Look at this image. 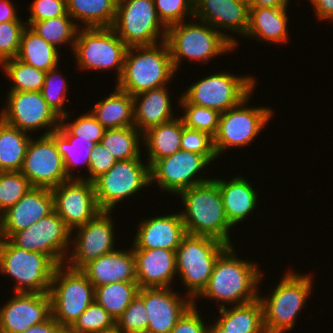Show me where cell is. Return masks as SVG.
Wrapping results in <instances>:
<instances>
[{
    "label": "cell",
    "mask_w": 333,
    "mask_h": 333,
    "mask_svg": "<svg viewBox=\"0 0 333 333\" xmlns=\"http://www.w3.org/2000/svg\"><path fill=\"white\" fill-rule=\"evenodd\" d=\"M7 21H21V18L10 0H0V23Z\"/></svg>",
    "instance_id": "obj_54"
},
{
    "label": "cell",
    "mask_w": 333,
    "mask_h": 333,
    "mask_svg": "<svg viewBox=\"0 0 333 333\" xmlns=\"http://www.w3.org/2000/svg\"><path fill=\"white\" fill-rule=\"evenodd\" d=\"M57 266L49 256L19 248L10 239L0 248V272L15 279L14 292L49 293Z\"/></svg>",
    "instance_id": "obj_8"
},
{
    "label": "cell",
    "mask_w": 333,
    "mask_h": 333,
    "mask_svg": "<svg viewBox=\"0 0 333 333\" xmlns=\"http://www.w3.org/2000/svg\"><path fill=\"white\" fill-rule=\"evenodd\" d=\"M195 305L196 303H193L184 312L170 333H208V326L203 323L204 320Z\"/></svg>",
    "instance_id": "obj_52"
},
{
    "label": "cell",
    "mask_w": 333,
    "mask_h": 333,
    "mask_svg": "<svg viewBox=\"0 0 333 333\" xmlns=\"http://www.w3.org/2000/svg\"><path fill=\"white\" fill-rule=\"evenodd\" d=\"M140 136L135 126L106 129L100 142L117 161H124L141 157Z\"/></svg>",
    "instance_id": "obj_38"
},
{
    "label": "cell",
    "mask_w": 333,
    "mask_h": 333,
    "mask_svg": "<svg viewBox=\"0 0 333 333\" xmlns=\"http://www.w3.org/2000/svg\"><path fill=\"white\" fill-rule=\"evenodd\" d=\"M94 300L116 320L138 295L137 282H115L94 287Z\"/></svg>",
    "instance_id": "obj_37"
},
{
    "label": "cell",
    "mask_w": 333,
    "mask_h": 333,
    "mask_svg": "<svg viewBox=\"0 0 333 333\" xmlns=\"http://www.w3.org/2000/svg\"><path fill=\"white\" fill-rule=\"evenodd\" d=\"M33 188L20 171L0 172V213L14 206Z\"/></svg>",
    "instance_id": "obj_42"
},
{
    "label": "cell",
    "mask_w": 333,
    "mask_h": 333,
    "mask_svg": "<svg viewBox=\"0 0 333 333\" xmlns=\"http://www.w3.org/2000/svg\"><path fill=\"white\" fill-rule=\"evenodd\" d=\"M252 76H236L222 72L192 84L182 96L190 103L223 113L239 105L255 87Z\"/></svg>",
    "instance_id": "obj_11"
},
{
    "label": "cell",
    "mask_w": 333,
    "mask_h": 333,
    "mask_svg": "<svg viewBox=\"0 0 333 333\" xmlns=\"http://www.w3.org/2000/svg\"><path fill=\"white\" fill-rule=\"evenodd\" d=\"M54 211L74 232L85 225L101 210L98 207L93 182L84 179H69L51 189Z\"/></svg>",
    "instance_id": "obj_19"
},
{
    "label": "cell",
    "mask_w": 333,
    "mask_h": 333,
    "mask_svg": "<svg viewBox=\"0 0 333 333\" xmlns=\"http://www.w3.org/2000/svg\"><path fill=\"white\" fill-rule=\"evenodd\" d=\"M30 139L0 118V172L21 170Z\"/></svg>",
    "instance_id": "obj_35"
},
{
    "label": "cell",
    "mask_w": 333,
    "mask_h": 333,
    "mask_svg": "<svg viewBox=\"0 0 333 333\" xmlns=\"http://www.w3.org/2000/svg\"><path fill=\"white\" fill-rule=\"evenodd\" d=\"M175 72L166 40L159 46H131L127 48L123 73L116 86L134 96L166 86Z\"/></svg>",
    "instance_id": "obj_3"
},
{
    "label": "cell",
    "mask_w": 333,
    "mask_h": 333,
    "mask_svg": "<svg viewBox=\"0 0 333 333\" xmlns=\"http://www.w3.org/2000/svg\"><path fill=\"white\" fill-rule=\"evenodd\" d=\"M57 78V79H56ZM58 78L61 80H58ZM66 79H62L57 67L50 69L45 76V81L42 88V95L48 106L61 118L64 122L69 117V113L63 109L68 91V83ZM57 83V84H56Z\"/></svg>",
    "instance_id": "obj_44"
},
{
    "label": "cell",
    "mask_w": 333,
    "mask_h": 333,
    "mask_svg": "<svg viewBox=\"0 0 333 333\" xmlns=\"http://www.w3.org/2000/svg\"><path fill=\"white\" fill-rule=\"evenodd\" d=\"M16 59L48 72L50 69L58 67L60 55L58 49L45 41L29 26H26L21 34Z\"/></svg>",
    "instance_id": "obj_33"
},
{
    "label": "cell",
    "mask_w": 333,
    "mask_h": 333,
    "mask_svg": "<svg viewBox=\"0 0 333 333\" xmlns=\"http://www.w3.org/2000/svg\"><path fill=\"white\" fill-rule=\"evenodd\" d=\"M233 246H229L216 260L206 288L198 296L210 298L226 304L242 305L259 297L257 291L261 274L252 261L237 258ZM225 305H224V304Z\"/></svg>",
    "instance_id": "obj_1"
},
{
    "label": "cell",
    "mask_w": 333,
    "mask_h": 333,
    "mask_svg": "<svg viewBox=\"0 0 333 333\" xmlns=\"http://www.w3.org/2000/svg\"><path fill=\"white\" fill-rule=\"evenodd\" d=\"M94 293V285L81 270L58 265L49 289L51 316L67 332L94 301Z\"/></svg>",
    "instance_id": "obj_7"
},
{
    "label": "cell",
    "mask_w": 333,
    "mask_h": 333,
    "mask_svg": "<svg viewBox=\"0 0 333 333\" xmlns=\"http://www.w3.org/2000/svg\"><path fill=\"white\" fill-rule=\"evenodd\" d=\"M287 8H249V26L245 36L269 43H284L288 39ZM280 42V43H279Z\"/></svg>",
    "instance_id": "obj_29"
},
{
    "label": "cell",
    "mask_w": 333,
    "mask_h": 333,
    "mask_svg": "<svg viewBox=\"0 0 333 333\" xmlns=\"http://www.w3.org/2000/svg\"><path fill=\"white\" fill-rule=\"evenodd\" d=\"M99 333H122L116 326L112 329L101 331Z\"/></svg>",
    "instance_id": "obj_59"
},
{
    "label": "cell",
    "mask_w": 333,
    "mask_h": 333,
    "mask_svg": "<svg viewBox=\"0 0 333 333\" xmlns=\"http://www.w3.org/2000/svg\"><path fill=\"white\" fill-rule=\"evenodd\" d=\"M138 296L144 301L148 316L146 333H170L193 304L189 297L181 298L171 287L140 288Z\"/></svg>",
    "instance_id": "obj_21"
},
{
    "label": "cell",
    "mask_w": 333,
    "mask_h": 333,
    "mask_svg": "<svg viewBox=\"0 0 333 333\" xmlns=\"http://www.w3.org/2000/svg\"><path fill=\"white\" fill-rule=\"evenodd\" d=\"M53 211L51 189L31 188L14 206L2 213L5 238L10 239L15 233L27 229Z\"/></svg>",
    "instance_id": "obj_22"
},
{
    "label": "cell",
    "mask_w": 333,
    "mask_h": 333,
    "mask_svg": "<svg viewBox=\"0 0 333 333\" xmlns=\"http://www.w3.org/2000/svg\"><path fill=\"white\" fill-rule=\"evenodd\" d=\"M6 100L0 118L7 124L24 132L49 127L43 135L59 128L61 118L48 106L41 91H9Z\"/></svg>",
    "instance_id": "obj_15"
},
{
    "label": "cell",
    "mask_w": 333,
    "mask_h": 333,
    "mask_svg": "<svg viewBox=\"0 0 333 333\" xmlns=\"http://www.w3.org/2000/svg\"><path fill=\"white\" fill-rule=\"evenodd\" d=\"M1 65L6 76L13 82L10 91H42L47 72L16 58L7 60Z\"/></svg>",
    "instance_id": "obj_40"
},
{
    "label": "cell",
    "mask_w": 333,
    "mask_h": 333,
    "mask_svg": "<svg viewBox=\"0 0 333 333\" xmlns=\"http://www.w3.org/2000/svg\"><path fill=\"white\" fill-rule=\"evenodd\" d=\"M178 102L185 109V115L180 116L185 127L207 132L211 136L216 134L221 113L214 109L190 104L183 96Z\"/></svg>",
    "instance_id": "obj_41"
},
{
    "label": "cell",
    "mask_w": 333,
    "mask_h": 333,
    "mask_svg": "<svg viewBox=\"0 0 333 333\" xmlns=\"http://www.w3.org/2000/svg\"><path fill=\"white\" fill-rule=\"evenodd\" d=\"M208 333H228V331L222 328L215 320L213 325H208Z\"/></svg>",
    "instance_id": "obj_57"
},
{
    "label": "cell",
    "mask_w": 333,
    "mask_h": 333,
    "mask_svg": "<svg viewBox=\"0 0 333 333\" xmlns=\"http://www.w3.org/2000/svg\"><path fill=\"white\" fill-rule=\"evenodd\" d=\"M56 143L58 152L63 158L65 171L70 179H79L73 177L71 170L75 166L84 163L89 169V160L92 152V145L87 140L79 139V136L73 135L61 122L59 128L49 134ZM83 153V155H82ZM83 158V159H82ZM80 159H82L80 161Z\"/></svg>",
    "instance_id": "obj_36"
},
{
    "label": "cell",
    "mask_w": 333,
    "mask_h": 333,
    "mask_svg": "<svg viewBox=\"0 0 333 333\" xmlns=\"http://www.w3.org/2000/svg\"><path fill=\"white\" fill-rule=\"evenodd\" d=\"M234 38L205 22L183 21L168 27L166 41L174 69L177 71L185 57L191 61L207 63L210 58L232 51L238 43Z\"/></svg>",
    "instance_id": "obj_4"
},
{
    "label": "cell",
    "mask_w": 333,
    "mask_h": 333,
    "mask_svg": "<svg viewBox=\"0 0 333 333\" xmlns=\"http://www.w3.org/2000/svg\"><path fill=\"white\" fill-rule=\"evenodd\" d=\"M24 21L0 23V66L3 62L17 57L21 34L26 27Z\"/></svg>",
    "instance_id": "obj_48"
},
{
    "label": "cell",
    "mask_w": 333,
    "mask_h": 333,
    "mask_svg": "<svg viewBox=\"0 0 333 333\" xmlns=\"http://www.w3.org/2000/svg\"><path fill=\"white\" fill-rule=\"evenodd\" d=\"M185 211H180L187 234L210 236L232 246L230 229L217 183L211 179L178 193Z\"/></svg>",
    "instance_id": "obj_2"
},
{
    "label": "cell",
    "mask_w": 333,
    "mask_h": 333,
    "mask_svg": "<svg viewBox=\"0 0 333 333\" xmlns=\"http://www.w3.org/2000/svg\"><path fill=\"white\" fill-rule=\"evenodd\" d=\"M183 121L177 117L158 126L152 127L143 133L146 142L148 161L150 167L161 158L171 156L181 150V136Z\"/></svg>",
    "instance_id": "obj_31"
},
{
    "label": "cell",
    "mask_w": 333,
    "mask_h": 333,
    "mask_svg": "<svg viewBox=\"0 0 333 333\" xmlns=\"http://www.w3.org/2000/svg\"><path fill=\"white\" fill-rule=\"evenodd\" d=\"M90 111L105 129L134 126L133 96L117 86L114 92L104 100H99Z\"/></svg>",
    "instance_id": "obj_30"
},
{
    "label": "cell",
    "mask_w": 333,
    "mask_h": 333,
    "mask_svg": "<svg viewBox=\"0 0 333 333\" xmlns=\"http://www.w3.org/2000/svg\"><path fill=\"white\" fill-rule=\"evenodd\" d=\"M114 327V318L94 300L66 333H99Z\"/></svg>",
    "instance_id": "obj_43"
},
{
    "label": "cell",
    "mask_w": 333,
    "mask_h": 333,
    "mask_svg": "<svg viewBox=\"0 0 333 333\" xmlns=\"http://www.w3.org/2000/svg\"><path fill=\"white\" fill-rule=\"evenodd\" d=\"M81 271L94 287L115 282H137L132 247L129 251L116 249L104 254L85 265Z\"/></svg>",
    "instance_id": "obj_26"
},
{
    "label": "cell",
    "mask_w": 333,
    "mask_h": 333,
    "mask_svg": "<svg viewBox=\"0 0 333 333\" xmlns=\"http://www.w3.org/2000/svg\"><path fill=\"white\" fill-rule=\"evenodd\" d=\"M250 96L252 93L239 105L220 114L218 129L213 136L217 156L228 150V147L249 145L271 120L274 111L270 108L245 106Z\"/></svg>",
    "instance_id": "obj_13"
},
{
    "label": "cell",
    "mask_w": 333,
    "mask_h": 333,
    "mask_svg": "<svg viewBox=\"0 0 333 333\" xmlns=\"http://www.w3.org/2000/svg\"><path fill=\"white\" fill-rule=\"evenodd\" d=\"M195 0H154L155 8L161 22L168 28L176 23L186 21L185 16L194 19Z\"/></svg>",
    "instance_id": "obj_46"
},
{
    "label": "cell",
    "mask_w": 333,
    "mask_h": 333,
    "mask_svg": "<svg viewBox=\"0 0 333 333\" xmlns=\"http://www.w3.org/2000/svg\"><path fill=\"white\" fill-rule=\"evenodd\" d=\"M115 326L122 333H146L148 316L144 301L138 295L115 320Z\"/></svg>",
    "instance_id": "obj_45"
},
{
    "label": "cell",
    "mask_w": 333,
    "mask_h": 333,
    "mask_svg": "<svg viewBox=\"0 0 333 333\" xmlns=\"http://www.w3.org/2000/svg\"><path fill=\"white\" fill-rule=\"evenodd\" d=\"M280 279L270 297L259 295L263 307L266 333H285L295 326V320L311 293V275L288 271ZM299 312V313H298Z\"/></svg>",
    "instance_id": "obj_6"
},
{
    "label": "cell",
    "mask_w": 333,
    "mask_h": 333,
    "mask_svg": "<svg viewBox=\"0 0 333 333\" xmlns=\"http://www.w3.org/2000/svg\"><path fill=\"white\" fill-rule=\"evenodd\" d=\"M194 17L221 32V28L245 36L249 26L246 0H195Z\"/></svg>",
    "instance_id": "obj_24"
},
{
    "label": "cell",
    "mask_w": 333,
    "mask_h": 333,
    "mask_svg": "<svg viewBox=\"0 0 333 333\" xmlns=\"http://www.w3.org/2000/svg\"><path fill=\"white\" fill-rule=\"evenodd\" d=\"M249 8L274 7L287 8L289 0H246Z\"/></svg>",
    "instance_id": "obj_56"
},
{
    "label": "cell",
    "mask_w": 333,
    "mask_h": 333,
    "mask_svg": "<svg viewBox=\"0 0 333 333\" xmlns=\"http://www.w3.org/2000/svg\"><path fill=\"white\" fill-rule=\"evenodd\" d=\"M210 163L204 155L181 149L171 156L158 159L150 167L151 184L156 182L162 190L178 195L185 189L211 180L197 176Z\"/></svg>",
    "instance_id": "obj_16"
},
{
    "label": "cell",
    "mask_w": 333,
    "mask_h": 333,
    "mask_svg": "<svg viewBox=\"0 0 333 333\" xmlns=\"http://www.w3.org/2000/svg\"><path fill=\"white\" fill-rule=\"evenodd\" d=\"M111 211L101 210L85 225L75 228L74 249L65 261L66 266L81 270L85 265L114 249V225Z\"/></svg>",
    "instance_id": "obj_18"
},
{
    "label": "cell",
    "mask_w": 333,
    "mask_h": 333,
    "mask_svg": "<svg viewBox=\"0 0 333 333\" xmlns=\"http://www.w3.org/2000/svg\"><path fill=\"white\" fill-rule=\"evenodd\" d=\"M51 316L49 293L15 292L0 308V333H22Z\"/></svg>",
    "instance_id": "obj_20"
},
{
    "label": "cell",
    "mask_w": 333,
    "mask_h": 333,
    "mask_svg": "<svg viewBox=\"0 0 333 333\" xmlns=\"http://www.w3.org/2000/svg\"><path fill=\"white\" fill-rule=\"evenodd\" d=\"M117 160L108 152L101 142L92 145V152L89 160V176L87 178L80 177L90 182H93L100 175L109 171Z\"/></svg>",
    "instance_id": "obj_51"
},
{
    "label": "cell",
    "mask_w": 333,
    "mask_h": 333,
    "mask_svg": "<svg viewBox=\"0 0 333 333\" xmlns=\"http://www.w3.org/2000/svg\"><path fill=\"white\" fill-rule=\"evenodd\" d=\"M30 28L56 49L57 46L69 42L73 49L79 25L74 23L70 16H59L34 22Z\"/></svg>",
    "instance_id": "obj_39"
},
{
    "label": "cell",
    "mask_w": 333,
    "mask_h": 333,
    "mask_svg": "<svg viewBox=\"0 0 333 333\" xmlns=\"http://www.w3.org/2000/svg\"><path fill=\"white\" fill-rule=\"evenodd\" d=\"M221 317L216 322L228 333H266L263 307L259 299L230 309L219 308Z\"/></svg>",
    "instance_id": "obj_32"
},
{
    "label": "cell",
    "mask_w": 333,
    "mask_h": 333,
    "mask_svg": "<svg viewBox=\"0 0 333 333\" xmlns=\"http://www.w3.org/2000/svg\"><path fill=\"white\" fill-rule=\"evenodd\" d=\"M71 232L59 215L53 211L27 229L15 233L10 240L19 248L43 253L57 265H61L65 264L67 250L72 244Z\"/></svg>",
    "instance_id": "obj_14"
},
{
    "label": "cell",
    "mask_w": 333,
    "mask_h": 333,
    "mask_svg": "<svg viewBox=\"0 0 333 333\" xmlns=\"http://www.w3.org/2000/svg\"><path fill=\"white\" fill-rule=\"evenodd\" d=\"M140 288L170 287L177 274L176 252L168 249H132Z\"/></svg>",
    "instance_id": "obj_25"
},
{
    "label": "cell",
    "mask_w": 333,
    "mask_h": 333,
    "mask_svg": "<svg viewBox=\"0 0 333 333\" xmlns=\"http://www.w3.org/2000/svg\"><path fill=\"white\" fill-rule=\"evenodd\" d=\"M118 0H66L67 12L85 28L112 27Z\"/></svg>",
    "instance_id": "obj_34"
},
{
    "label": "cell",
    "mask_w": 333,
    "mask_h": 333,
    "mask_svg": "<svg viewBox=\"0 0 333 333\" xmlns=\"http://www.w3.org/2000/svg\"><path fill=\"white\" fill-rule=\"evenodd\" d=\"M217 183L229 224L234 227L254 211L258 202L253 186L244 177H235L229 181L214 179Z\"/></svg>",
    "instance_id": "obj_28"
},
{
    "label": "cell",
    "mask_w": 333,
    "mask_h": 333,
    "mask_svg": "<svg viewBox=\"0 0 333 333\" xmlns=\"http://www.w3.org/2000/svg\"><path fill=\"white\" fill-rule=\"evenodd\" d=\"M169 97L166 86L133 96L134 126L142 134L152 127L174 119Z\"/></svg>",
    "instance_id": "obj_27"
},
{
    "label": "cell",
    "mask_w": 333,
    "mask_h": 333,
    "mask_svg": "<svg viewBox=\"0 0 333 333\" xmlns=\"http://www.w3.org/2000/svg\"><path fill=\"white\" fill-rule=\"evenodd\" d=\"M181 149L204 155L211 163L218 156L214 149L213 136L209 133L184 126L181 136Z\"/></svg>",
    "instance_id": "obj_47"
},
{
    "label": "cell",
    "mask_w": 333,
    "mask_h": 333,
    "mask_svg": "<svg viewBox=\"0 0 333 333\" xmlns=\"http://www.w3.org/2000/svg\"><path fill=\"white\" fill-rule=\"evenodd\" d=\"M138 226L132 249L175 251L187 235L180 213L147 218Z\"/></svg>",
    "instance_id": "obj_23"
},
{
    "label": "cell",
    "mask_w": 333,
    "mask_h": 333,
    "mask_svg": "<svg viewBox=\"0 0 333 333\" xmlns=\"http://www.w3.org/2000/svg\"><path fill=\"white\" fill-rule=\"evenodd\" d=\"M112 28L128 47L157 44L159 36L160 42L165 41L168 29L158 17L154 0H118Z\"/></svg>",
    "instance_id": "obj_10"
},
{
    "label": "cell",
    "mask_w": 333,
    "mask_h": 333,
    "mask_svg": "<svg viewBox=\"0 0 333 333\" xmlns=\"http://www.w3.org/2000/svg\"><path fill=\"white\" fill-rule=\"evenodd\" d=\"M93 184L99 209L112 211L121 200L136 195L146 185L150 186V165L142 163L141 157L117 161Z\"/></svg>",
    "instance_id": "obj_12"
},
{
    "label": "cell",
    "mask_w": 333,
    "mask_h": 333,
    "mask_svg": "<svg viewBox=\"0 0 333 333\" xmlns=\"http://www.w3.org/2000/svg\"><path fill=\"white\" fill-rule=\"evenodd\" d=\"M73 135L79 136V139L87 140L91 145L99 143L104 135L105 128L96 120V118L87 112L80 115L74 122H61Z\"/></svg>",
    "instance_id": "obj_49"
},
{
    "label": "cell",
    "mask_w": 333,
    "mask_h": 333,
    "mask_svg": "<svg viewBox=\"0 0 333 333\" xmlns=\"http://www.w3.org/2000/svg\"><path fill=\"white\" fill-rule=\"evenodd\" d=\"M22 333H66V331L50 316L43 323L33 325Z\"/></svg>",
    "instance_id": "obj_53"
},
{
    "label": "cell",
    "mask_w": 333,
    "mask_h": 333,
    "mask_svg": "<svg viewBox=\"0 0 333 333\" xmlns=\"http://www.w3.org/2000/svg\"><path fill=\"white\" fill-rule=\"evenodd\" d=\"M20 172L32 187L53 189L69 180L63 158L50 135L30 139Z\"/></svg>",
    "instance_id": "obj_17"
},
{
    "label": "cell",
    "mask_w": 333,
    "mask_h": 333,
    "mask_svg": "<svg viewBox=\"0 0 333 333\" xmlns=\"http://www.w3.org/2000/svg\"><path fill=\"white\" fill-rule=\"evenodd\" d=\"M128 46L118 37L112 27L80 28L73 48L80 69H116L118 81L124 69Z\"/></svg>",
    "instance_id": "obj_9"
},
{
    "label": "cell",
    "mask_w": 333,
    "mask_h": 333,
    "mask_svg": "<svg viewBox=\"0 0 333 333\" xmlns=\"http://www.w3.org/2000/svg\"><path fill=\"white\" fill-rule=\"evenodd\" d=\"M5 236H4V230H3V217L2 214L0 213V248L5 242Z\"/></svg>",
    "instance_id": "obj_58"
},
{
    "label": "cell",
    "mask_w": 333,
    "mask_h": 333,
    "mask_svg": "<svg viewBox=\"0 0 333 333\" xmlns=\"http://www.w3.org/2000/svg\"><path fill=\"white\" fill-rule=\"evenodd\" d=\"M308 1H311V4L313 5V7L319 3L321 0H308Z\"/></svg>",
    "instance_id": "obj_60"
},
{
    "label": "cell",
    "mask_w": 333,
    "mask_h": 333,
    "mask_svg": "<svg viewBox=\"0 0 333 333\" xmlns=\"http://www.w3.org/2000/svg\"><path fill=\"white\" fill-rule=\"evenodd\" d=\"M230 245L210 236L187 234L176 250V271L193 303L206 288L218 257Z\"/></svg>",
    "instance_id": "obj_5"
},
{
    "label": "cell",
    "mask_w": 333,
    "mask_h": 333,
    "mask_svg": "<svg viewBox=\"0 0 333 333\" xmlns=\"http://www.w3.org/2000/svg\"><path fill=\"white\" fill-rule=\"evenodd\" d=\"M30 17L26 26H31L34 22L44 21L59 16H70L67 12L66 0H34L28 7Z\"/></svg>",
    "instance_id": "obj_50"
},
{
    "label": "cell",
    "mask_w": 333,
    "mask_h": 333,
    "mask_svg": "<svg viewBox=\"0 0 333 333\" xmlns=\"http://www.w3.org/2000/svg\"><path fill=\"white\" fill-rule=\"evenodd\" d=\"M313 9L320 20H333V0H321Z\"/></svg>",
    "instance_id": "obj_55"
}]
</instances>
